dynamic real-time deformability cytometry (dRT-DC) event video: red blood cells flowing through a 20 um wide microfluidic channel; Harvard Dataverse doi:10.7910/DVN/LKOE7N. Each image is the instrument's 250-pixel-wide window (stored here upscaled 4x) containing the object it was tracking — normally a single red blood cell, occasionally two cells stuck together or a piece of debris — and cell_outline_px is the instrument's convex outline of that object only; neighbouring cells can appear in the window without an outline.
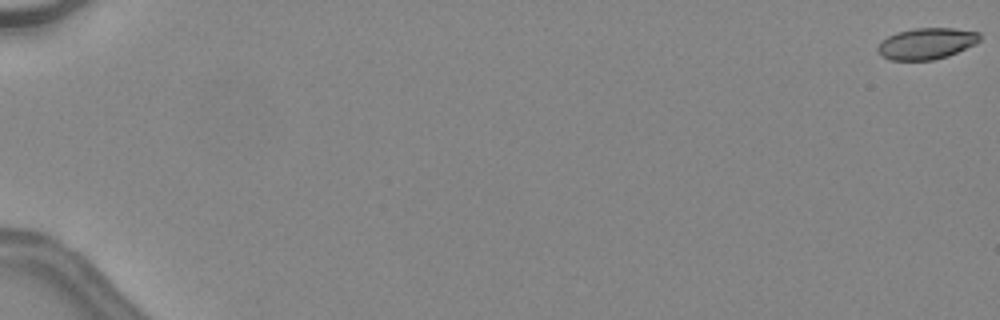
{"species": "common noctule bat (a hibernating species)", "species_latin": "Nyctalus noctula", "temperature_condition": "warm", "stored_images_in_passage": 49, "camera_frame_rate_fps": 3000, "um_per_image_px": 0.085, "animal": {"sex": "female", "body_mass_g": 24.6, "forearm_length_mm": 56.2}, "frame": {"image": 1, "passage_image": 1, "time_ms": 0.0, "image_size_px": [1000, 320], "cell_outline_px": [[980, 40], [948, 56], [932, 60], [892, 60], [880, 56], [876, 48], [880, 40], [896, 32], [916, 28], [952, 28], [980, 32]], "centroid_in_image_um": [78.69, 3.7], "position_along_channel_um": 6.3, "area_um2": 18.55}, "authors_computed_cell_mechanics": {"area_um2": 20.4034, "velocity_mm_per_s": 4.5377, "shape_relaxation_time_tau1_ms": 9.0916, "shape_relaxation_time_tau2_ms": 1.4969, "deformation_change_tau1": 0.231, "deformation_change_tau2": 0.0744}}